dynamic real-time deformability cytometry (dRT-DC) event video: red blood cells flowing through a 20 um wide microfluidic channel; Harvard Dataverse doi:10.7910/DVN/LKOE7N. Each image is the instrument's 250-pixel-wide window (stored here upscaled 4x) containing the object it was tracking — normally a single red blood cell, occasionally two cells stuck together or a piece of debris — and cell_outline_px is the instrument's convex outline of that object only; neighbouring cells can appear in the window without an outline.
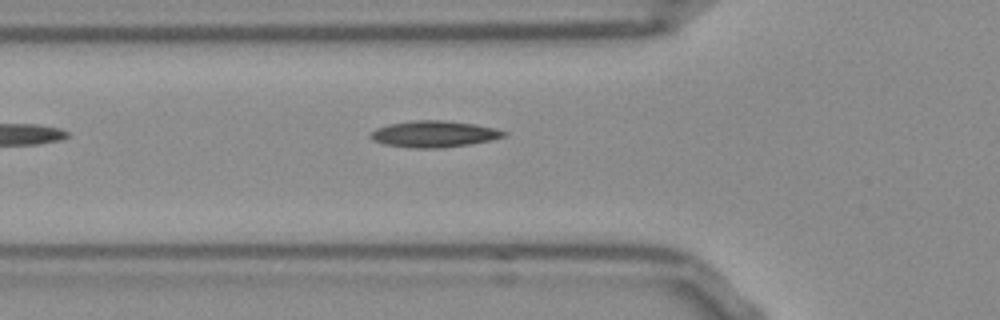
{"species": "Egyptian fruit bat (a non-hibernating species)", "species_latin": "Rousettus aegyptiacus", "temperature_condition": "room temperature", "stored_images_in_passage": 9, "camera_frame_rate_fps": 3000, "um_per_image_px": 0.085, "frame": {"image": 1, "passage_image": 2, "time_ms": 0.333, "image_size_px": [1000, 320], "cell_outline_px": [[508, 136], [492, 140], [468, 144], [440, 148], [416, 148], [384, 144], [372, 140], [372, 132], [376, 128], [388, 124], [412, 120], [444, 120], [472, 124], [496, 128], [508, 132]], "centroid_in_image_um": [36.93, 11.38], "position_along_channel_um": 88.9, "area_um2": 20.46}}